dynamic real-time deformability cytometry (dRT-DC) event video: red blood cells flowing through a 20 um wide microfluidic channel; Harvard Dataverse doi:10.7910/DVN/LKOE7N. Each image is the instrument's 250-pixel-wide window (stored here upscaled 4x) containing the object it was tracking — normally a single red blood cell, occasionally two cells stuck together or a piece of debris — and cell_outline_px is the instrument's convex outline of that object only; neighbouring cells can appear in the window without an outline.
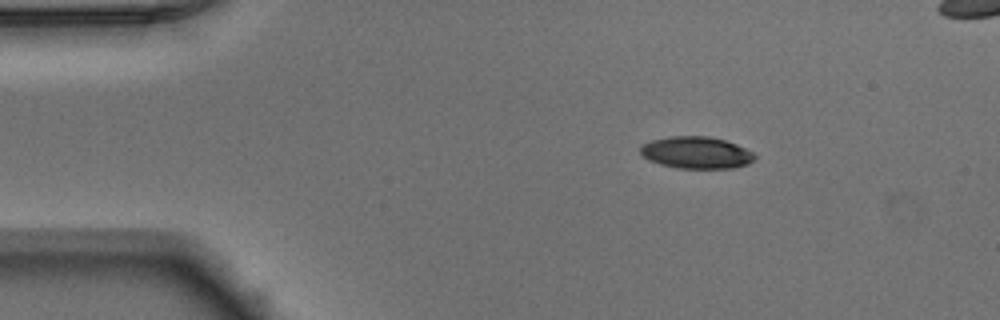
{"species": "Egyptian fruit bat (a non-hibernating species)", "species_latin": "Rousettus aegyptiacus", "temperature_condition": "warm", "stored_images_in_passage": 45, "segment_of_instrument_passage": [1, 2], "camera_frame_rate_fps": 3000, "um_per_image_px": 0.085, "animal": {"sex": "male"}, "frame": {"image": 1, "passage_image": 1, "time_ms": 0.0, "image_size_px": [1000, 320], "cell_outline_px": [[756, 160], [748, 164], [732, 168], [676, 168], [660, 164], [648, 160], [640, 156], [640, 148], [644, 144], [652, 140], [668, 136], [708, 136], [724, 140], [736, 144], [752, 152], [756, 156]], "centroid_in_image_um": [59.17, 12.98], "position_along_channel_um": 25.8, "area_um2": 21.39}}
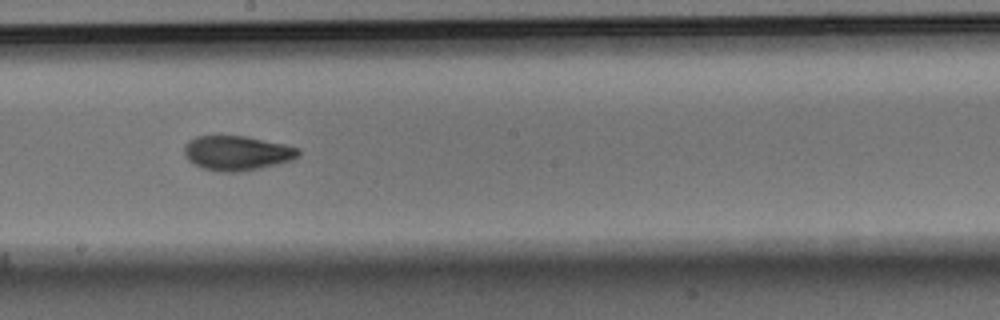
{"frame": {"image": 2, "passage_image": 21, "time_ms": 6.667, "image_size_px": [1000, 320], "cell_outline_px": [[300, 156], [292, 160], [260, 168], [236, 172], [224, 172], [204, 168], [192, 164], [184, 156], [184, 144], [188, 140], [196, 136], [244, 136], [284, 144], [300, 148]], "centroid_in_image_um": [20.12, 13.0], "position_along_channel_um": 228.1, "area_um2": 23.06}}
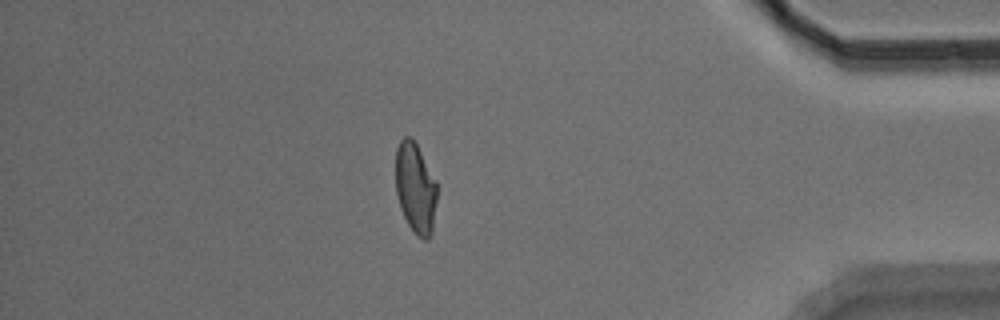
{"frame": {"image": 3, "passage_image": 37, "time_ms": 12.0, "image_size_px": [1000, 320], "cell_outline_px": [[436, 200], [432, 232], [428, 240], [424, 240], [416, 236], [408, 224], [400, 208], [396, 192], [396, 148], [400, 140], [404, 136], [412, 136], [436, 180]], "centroid_in_image_um": [35.3, 15.98], "position_along_channel_um": 399.9, "area_um2": 21.91}}